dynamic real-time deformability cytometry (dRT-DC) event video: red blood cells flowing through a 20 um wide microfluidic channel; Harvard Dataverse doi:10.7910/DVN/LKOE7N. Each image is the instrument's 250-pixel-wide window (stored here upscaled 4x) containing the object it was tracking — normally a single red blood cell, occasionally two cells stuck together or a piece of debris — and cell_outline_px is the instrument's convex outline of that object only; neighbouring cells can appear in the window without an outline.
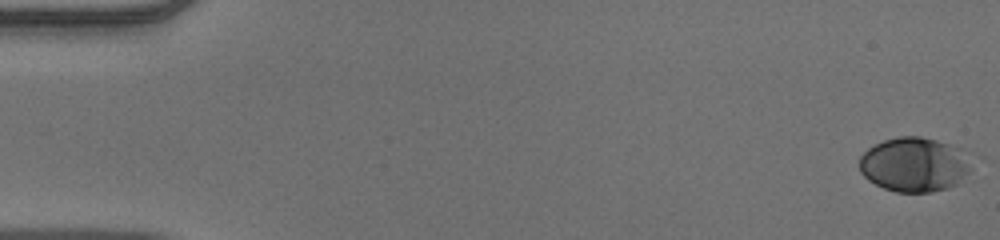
{"species": "human", "species_latin": "Homo sapiens", "temperature_condition": "warm", "stored_images_in_passage": 53, "camera_frame_rate_fps": 3000, "um_per_image_px": 0.085, "donor": {"sex": "male"}, "frame": {"image": 1, "passage_image": 1, "time_ms": 0.0, "image_size_px": [1000, 240], "cell_outline_px": [[984, 160], [956, 184], [948, 188], [932, 192], [896, 192], [884, 188], [868, 180], [860, 172], [860, 156], [868, 148], [884, 140], [900, 136], [920, 136], [936, 140], [984, 156]], "centroid_in_image_um": [77.92, 13.97], "position_along_channel_um": 7.1, "area_um2": 37.05}}
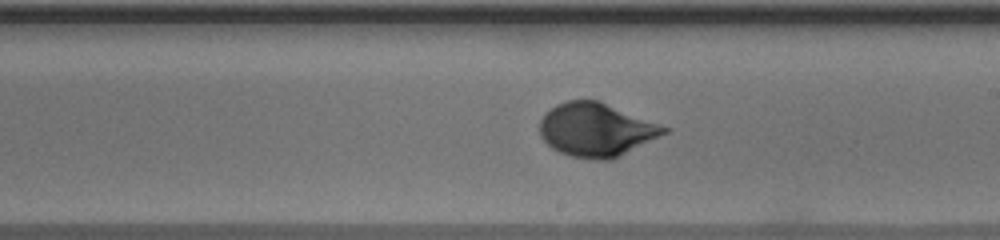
{"frame": {"image": 2, "passage_image": 31, "time_ms": 10.0, "image_size_px": [1000, 240], "cell_outline_px": [[672, 128], [668, 132], [612, 160], [596, 160], [572, 156], [560, 152], [552, 148], [540, 136], [540, 120], [544, 112], [556, 104], [568, 100], [600, 100]], "centroid_in_image_um": [50.69, 11.01], "position_along_channel_um": 238.3, "area_um2": 39.07}}
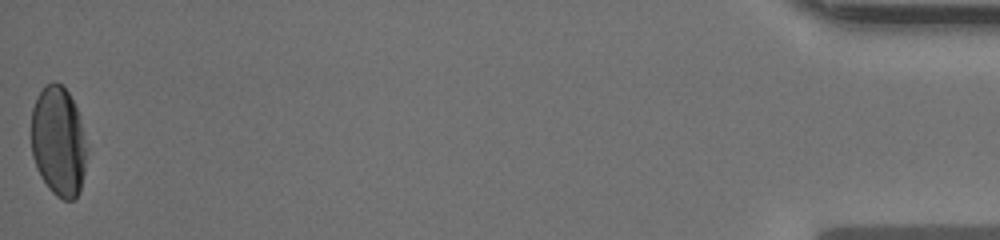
{"frame": {"image": 3, "passage_image": 53, "time_ms": 17.333, "image_size_px": [1000, 240], "cell_outline_px": [[88, 148], [84, 172], [80, 192], [72, 200], [64, 200], [56, 196], [48, 188], [40, 176], [36, 168], [32, 156], [32, 108], [36, 96], [44, 84], [52, 80], [56, 80], [68, 92], [80, 116], [88, 144]], "centroid_in_image_um": [4.98, 12.0], "position_along_channel_um": 430.2, "area_um2": 36.3}, "authors_computed_cell_mechanics": {"area_um2": 36.2406, "velocity_mm_per_s": 3.9203, "shape_relaxation_time_tau1_ms": 3.564, "shape_relaxation_time_tau2_ms": null, "deformation_change_tau1": 0.159, "deformation_change_tau2": null}}